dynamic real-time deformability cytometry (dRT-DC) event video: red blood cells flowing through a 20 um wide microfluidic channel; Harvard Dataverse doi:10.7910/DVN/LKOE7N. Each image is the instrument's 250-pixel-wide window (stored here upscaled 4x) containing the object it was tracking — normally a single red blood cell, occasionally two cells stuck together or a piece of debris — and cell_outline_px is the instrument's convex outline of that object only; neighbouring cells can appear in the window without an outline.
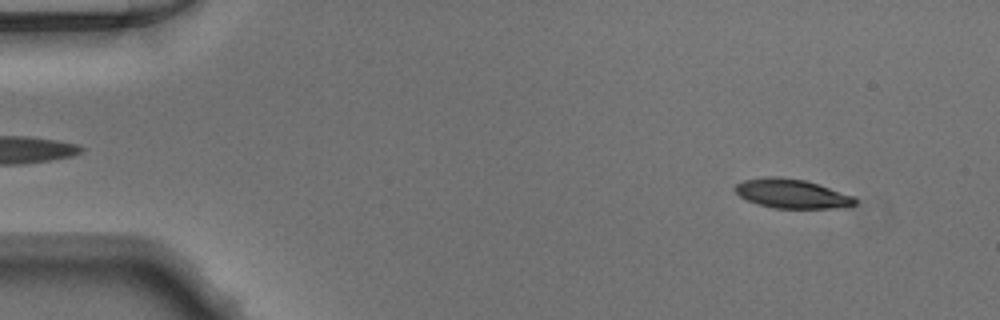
{"species": "Egyptian fruit bat (a non-hibernating species)", "species_latin": "Rousettus aegyptiacus", "temperature_condition": "warm", "stored_images_in_passage": 48, "camera_frame_rate_fps": 3000, "um_per_image_px": 0.085, "animal": {"sex": "male"}, "frame": {"image": 1, "passage_image": 4, "time_ms": 1.0, "image_size_px": [1000, 320], "cell_outline_px": [[856, 204], [848, 208], [772, 208], [756, 204], [740, 196], [732, 188], [736, 184], [744, 180], [768, 176], [776, 176], [804, 180], [852, 196], [856, 200]], "centroid_in_image_um": [67.27, 16.47], "position_along_channel_um": 17.7, "area_um2": 20.29}}
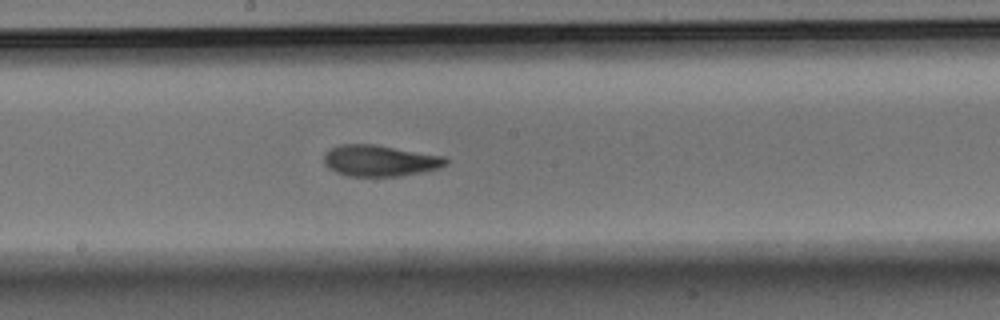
{"frame": {"image": 2, "passage_image": 26, "time_ms": 8.333, "image_size_px": [1000, 320], "cell_outline_px": [[448, 164], [440, 168], [400, 176], [348, 176], [336, 172], [328, 168], [324, 164], [324, 152], [328, 148], [340, 144], [376, 144], [448, 156]], "centroid_in_image_um": [32.3, 13.64], "position_along_channel_um": 215.9, "area_um2": 22.66}}
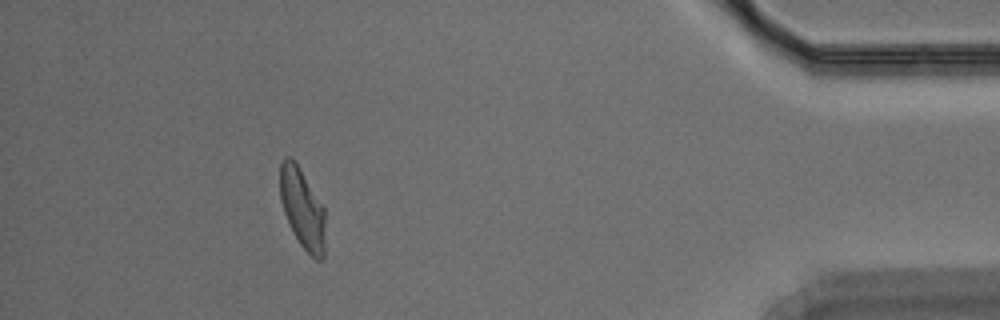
{"frame": {"image": 3, "passage_image": 44, "time_ms": 14.333, "image_size_px": [1000, 320], "cell_outline_px": [[324, 256], [320, 260], [316, 260], [300, 244], [284, 212], [280, 200], [280, 164], [284, 156], [288, 156], [296, 164], [324, 208]], "centroid_in_image_um": [25.69, 17.73], "position_along_channel_um": 409.5, "area_um2": 20.4}}